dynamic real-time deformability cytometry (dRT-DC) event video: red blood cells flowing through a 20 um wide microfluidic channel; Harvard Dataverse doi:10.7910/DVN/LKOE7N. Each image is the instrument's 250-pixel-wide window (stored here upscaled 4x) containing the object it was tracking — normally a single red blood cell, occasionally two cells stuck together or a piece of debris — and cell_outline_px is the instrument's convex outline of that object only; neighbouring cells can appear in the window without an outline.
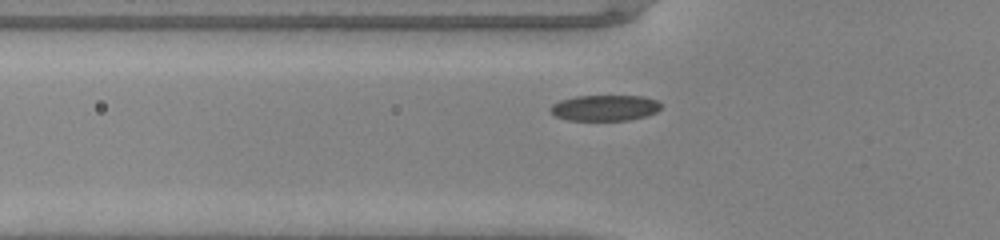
{"species": "common noctule bat (a hibernating species)", "species_latin": "Nyctalus noctula", "temperature_condition": "warm", "stored_images_in_passage": 35, "camera_frame_rate_fps": 3000, "um_per_image_px": 0.085, "animal": {"sex": "male", "body_mass_g": 20.0, "forearm_length_mm": 53.3}, "frame": {"image": 1, "passage_image": 3, "time_ms": 0.667, "image_size_px": [1000, 240], "cell_outline_px": [[660, 108], [656, 112], [644, 116], [628, 120], [568, 120], [556, 116], [548, 108], [552, 104], [560, 100], [576, 96], [644, 96], [656, 100], [660, 104]], "centroid_in_image_um": [51.38, 9.16], "position_along_channel_um": 74.4, "area_um2": 16.53}}
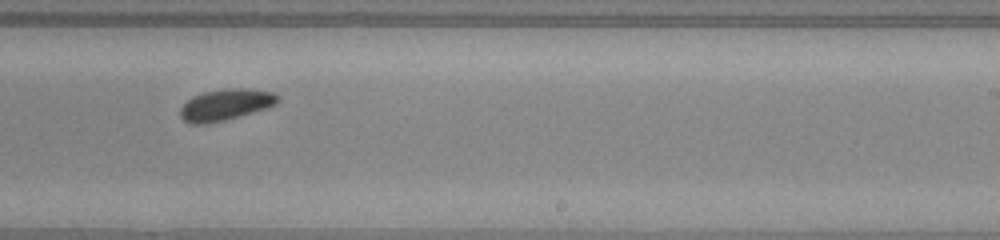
{"frame": {"image": 2, "passage_image": 17, "time_ms": 5.333, "image_size_px": [1000, 240], "cell_outline_px": [[280, 100], [276, 104], [268, 108], [224, 120], [204, 124], [192, 124], [184, 120], [180, 116], [180, 108], [192, 96], [204, 92], [228, 88], [240, 88], [276, 92], [280, 96]], "centroid_in_image_um": [19.21, 8.89], "position_along_channel_um": 269.8, "area_um2": 17.8}}
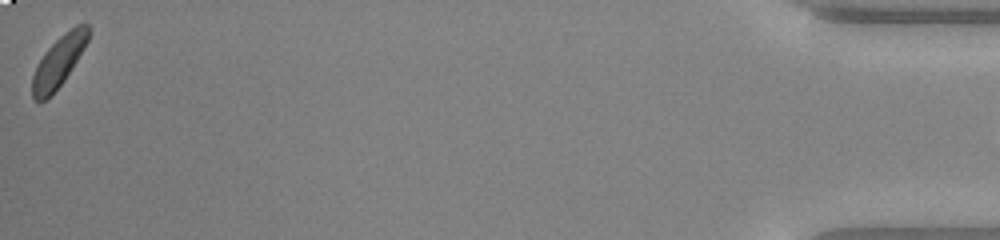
{"frame": {"image": 3, "passage_image": 35, "time_ms": 11.333, "image_size_px": [1000, 240], "cell_outline_px": [[88, 40], [84, 48], [64, 80], [44, 100], [36, 100], [32, 96], [32, 76], [44, 52], [60, 36], [76, 24], [88, 24]], "centroid_in_image_um": [4.98, 5.2], "position_along_channel_um": 430.2, "area_um2": 15.95}}